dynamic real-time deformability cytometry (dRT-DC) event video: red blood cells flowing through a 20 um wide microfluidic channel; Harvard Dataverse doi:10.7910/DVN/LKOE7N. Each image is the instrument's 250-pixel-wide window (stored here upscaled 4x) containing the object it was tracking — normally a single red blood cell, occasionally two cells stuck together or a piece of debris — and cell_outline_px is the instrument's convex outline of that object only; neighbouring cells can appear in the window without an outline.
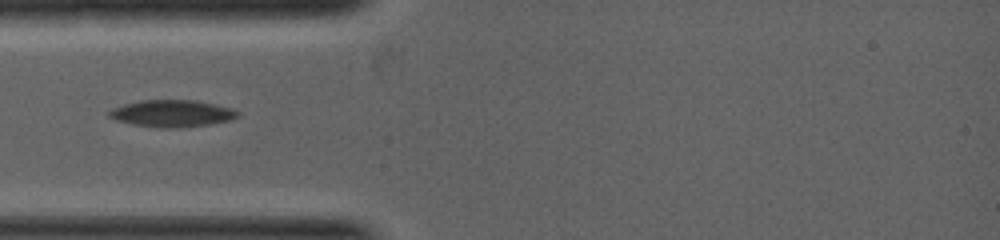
{"species": "common noctule bat (a hibernating species)", "species_latin": "Nyctalus noctula", "temperature_condition": "warm", "stored_images_in_passage": 5, "camera_frame_rate_fps": 5000, "um_per_image_px": 0.085, "animal": {"sex": "female", "body_mass_g": 19.0, "forearm_length_mm": 53.3}, "frame": {"image": 1, "passage_image": 1, "time_ms": 0.0, "image_size_px": [1000, 240], "cell_outline_px": [[240, 116], [228, 120], [208, 124], [180, 128], [164, 128], [132, 124], [116, 120], [108, 116], [108, 112], [112, 108], [124, 104], [140, 100], [196, 100], [216, 104], [232, 108], [240, 112]], "centroid_in_image_um": [14.63, 9.63], "position_along_channel_um": 70.4, "area_um2": 20.23}}
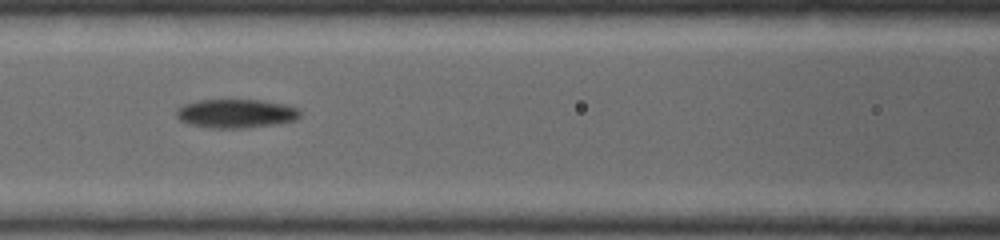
{"frame": {"image": 2, "passage_image": 4, "time_ms": 1.0, "image_size_px": [1000, 240], "cell_outline_px": [[300, 116], [296, 120], [276, 124], [248, 128], [212, 128], [188, 124], [180, 120], [176, 116], [176, 108], [184, 104], [200, 100], [260, 100], [288, 104], [300, 108]], "centroid_in_image_um": [20.09, 9.65], "position_along_channel_um": 146.5, "area_um2": 21.04}}
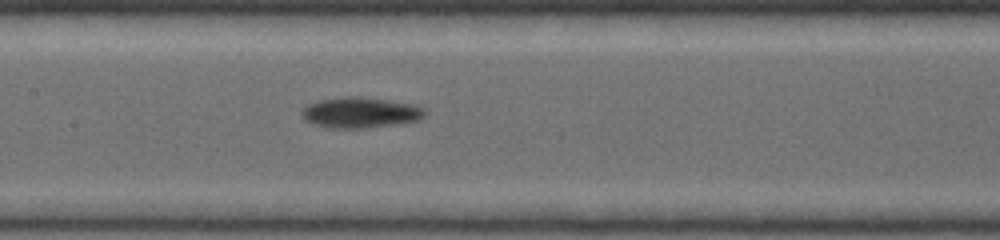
{"frame": {"image": 3, "passage_image": 5, "time_ms": 1.4, "image_size_px": [1000, 240], "cell_outline_px": [[424, 116], [420, 120], [400, 124], [364, 128], [332, 128], [312, 124], [304, 120], [300, 112], [308, 104], [320, 100], [344, 96], [360, 96], [388, 100], [412, 104], [424, 108]], "centroid_in_image_um": [30.62, 9.57], "position_along_channel_um": 176.8, "area_um2": 22.14}}